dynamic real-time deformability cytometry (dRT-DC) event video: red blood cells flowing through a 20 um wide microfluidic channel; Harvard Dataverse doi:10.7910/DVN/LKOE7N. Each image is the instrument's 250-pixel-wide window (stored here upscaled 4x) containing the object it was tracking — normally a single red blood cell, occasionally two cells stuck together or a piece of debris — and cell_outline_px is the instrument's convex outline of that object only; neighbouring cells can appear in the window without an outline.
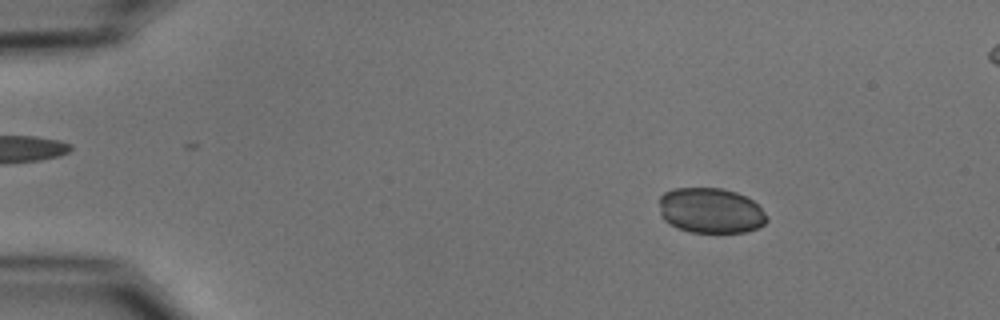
{"species": "common noctule bat (a hibernating species)", "species_latin": "Nyctalus noctula", "temperature_condition": "cold", "stored_images_in_passage": 53, "camera_frame_rate_fps": 3000, "um_per_image_px": 0.085, "animal": {"sex": "male", "body_mass_g": 15.6}, "frame": {"image": 1, "passage_image": 8, "time_ms": 2.333, "image_size_px": [1000, 320], "cell_outline_px": [[768, 220], [764, 224], [756, 228], [744, 232], [692, 232], [676, 228], [668, 224], [664, 220], [660, 212], [660, 196], [664, 192], [672, 188], [720, 188], [736, 192], [752, 200], [768, 216]], "centroid_in_image_um": [60.38, 17.9], "position_along_channel_um": 24.6, "area_um2": 28.44}}
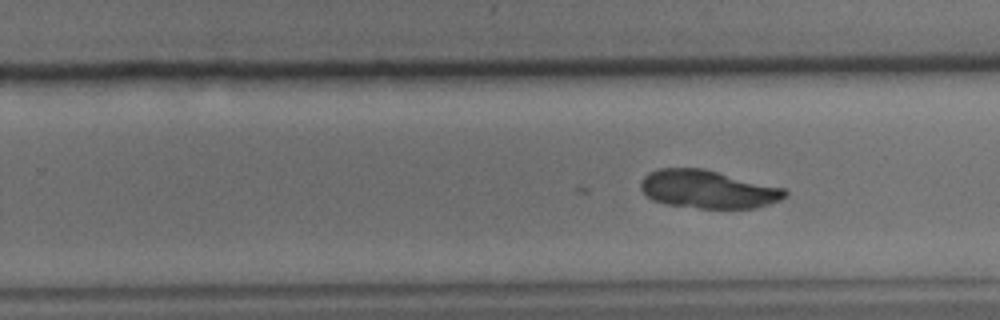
{"frame": {"image": 2, "passage_image": 34, "time_ms": 11.0, "image_size_px": [1000, 320], "cell_outline_px": [[788, 196], [780, 200], [756, 208], [700, 208], [664, 204], [652, 200], [640, 188], [640, 180], [648, 172], [660, 168], [704, 168], [784, 188], [788, 192]], "centroid_in_image_um": [60.16, 16.08], "position_along_channel_um": 269.6, "area_um2": 32.19}}
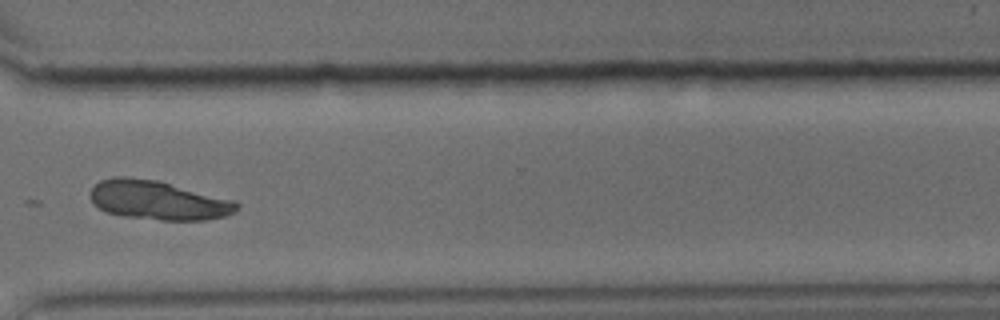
{"frame": {"image": 3, "passage_image": 41, "time_ms": 13.333, "image_size_px": [1000, 320], "cell_outline_px": [[240, 204], [236, 212], [224, 216], [204, 220], [160, 220], [124, 216], [104, 212], [92, 204], [92, 188], [100, 180], [112, 176], [124, 176], [160, 180], [236, 200]], "centroid_in_image_um": [13.46, 17.01], "position_along_channel_um": 357.1, "area_um2": 33.87}}